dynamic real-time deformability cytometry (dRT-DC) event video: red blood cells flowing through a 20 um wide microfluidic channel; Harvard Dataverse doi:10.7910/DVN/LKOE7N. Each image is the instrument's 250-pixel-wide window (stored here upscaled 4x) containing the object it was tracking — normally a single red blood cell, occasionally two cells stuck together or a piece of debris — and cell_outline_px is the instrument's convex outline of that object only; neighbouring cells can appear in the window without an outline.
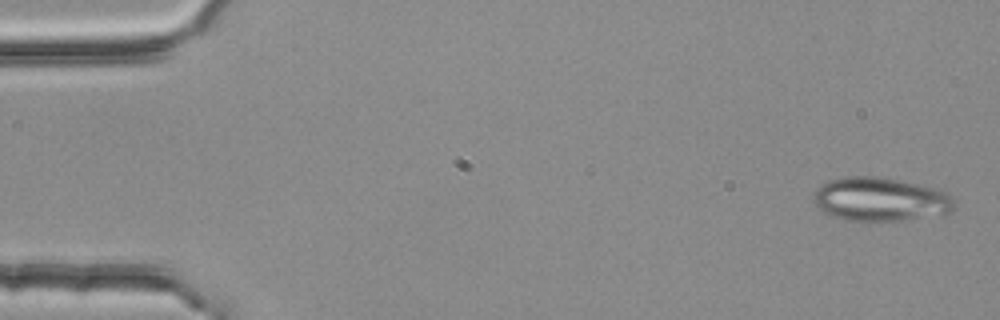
{"species": "common noctule bat (a hibernating species)", "species_latin": "Nyctalus noctula", "temperature_condition": "room temperature", "stored_images_in_passage": 4, "camera_frame_rate_fps": 3000, "um_per_image_px": 0.085, "animal": {"sex": "female", "body_mass_g": 25.1}, "frame": {"image": 1, "passage_image": 1, "time_ms": 0.0, "image_size_px": [1000, 320], "cell_outline_px": [[956, 208], [952, 212], [904, 220], [848, 220], [824, 212], [816, 208], [812, 200], [816, 192], [828, 180], [844, 176], [880, 176], [904, 180], [924, 184], [936, 188], [944, 192], [952, 200]], "centroid_in_image_um": [74.84, 16.91], "position_along_channel_um": 10.2, "area_um2": 35.84}}